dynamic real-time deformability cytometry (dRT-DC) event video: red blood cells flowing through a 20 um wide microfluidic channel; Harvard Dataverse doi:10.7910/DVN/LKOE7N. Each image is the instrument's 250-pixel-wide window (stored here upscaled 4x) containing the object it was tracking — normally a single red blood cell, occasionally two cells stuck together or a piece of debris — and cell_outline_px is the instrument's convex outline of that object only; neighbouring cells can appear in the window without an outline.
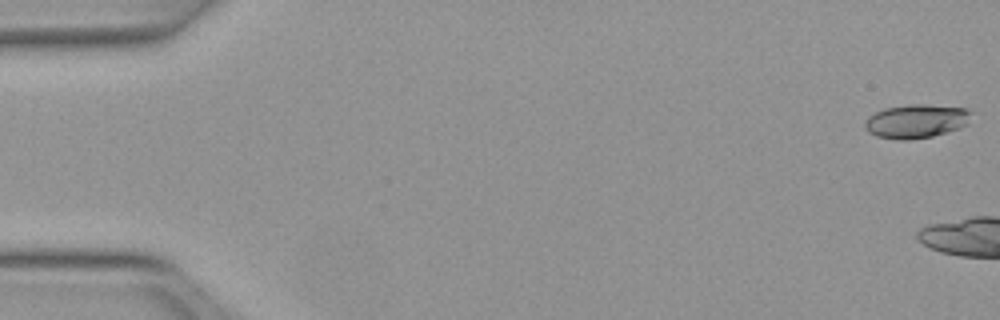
{"species": "Egyptian fruit bat (a non-hibernating species)", "species_latin": "Rousettus aegyptiacus", "temperature_condition": "warm", "stored_images_in_passage": 5, "camera_frame_rate_fps": 3000, "um_per_image_px": 0.085, "animal": {"sex": "female"}, "frame": {"image": 1, "passage_image": 1, "time_ms": 0.0, "image_size_px": [1000, 320], "cell_outline_px": [[972, 112], [968, 124], [960, 128], [932, 136], [912, 140], [896, 140], [876, 136], [868, 132], [864, 128], [864, 124], [868, 116], [884, 108], [912, 104], [924, 104], [968, 108]], "centroid_in_image_um": [77.88, 10.3], "position_along_channel_um": 7.1, "area_um2": 21.21}}